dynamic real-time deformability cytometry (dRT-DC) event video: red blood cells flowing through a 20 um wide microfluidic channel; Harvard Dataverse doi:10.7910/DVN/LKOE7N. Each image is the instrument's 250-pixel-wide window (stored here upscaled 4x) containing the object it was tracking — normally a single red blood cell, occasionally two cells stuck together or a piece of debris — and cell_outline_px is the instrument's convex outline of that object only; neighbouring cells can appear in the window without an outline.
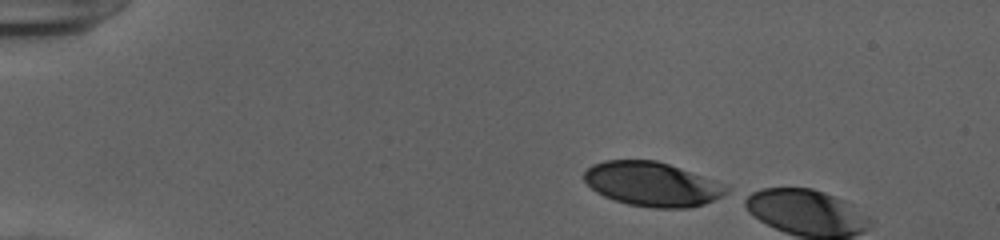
{"species": "human", "species_latin": "Homo sapiens", "temperature_condition": "cold", "stored_images_in_passage": 6, "camera_frame_rate_fps": 3000, "um_per_image_px": 0.085, "donor": {"sex": "female"}, "frame": {"image": 1, "passage_image": 1, "time_ms": 0.0, "image_size_px": [1000, 240], "cell_outline_px": [[728, 192], [704, 204], [688, 208], [652, 208], [628, 204], [604, 196], [596, 192], [584, 180], [584, 172], [592, 164], [604, 160], [656, 160], [680, 168], [712, 180], [728, 188]], "centroid_in_image_um": [55.37, 15.65], "position_along_channel_um": 29.6, "area_um2": 36.18}}